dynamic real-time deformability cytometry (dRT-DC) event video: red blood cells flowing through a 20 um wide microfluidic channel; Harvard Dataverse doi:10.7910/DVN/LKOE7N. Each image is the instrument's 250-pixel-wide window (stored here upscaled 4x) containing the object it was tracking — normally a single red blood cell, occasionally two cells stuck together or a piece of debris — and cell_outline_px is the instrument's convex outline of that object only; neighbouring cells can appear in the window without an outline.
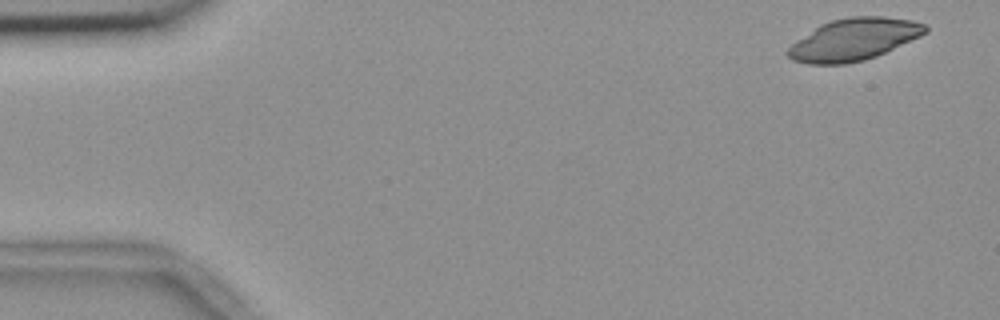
{"species": "common noctule bat (a hibernating species)", "species_latin": "Nyctalus noctula", "temperature_condition": "room temperature", "stored_images_in_passage": 54, "camera_frame_rate_fps": 3000, "um_per_image_px": 0.085, "animal": {"sex": "female", "body_mass_g": 18.4}, "frame": {"image": 1, "passage_image": 2, "time_ms": 0.333, "image_size_px": [1000, 320], "cell_outline_px": [[928, 32], [920, 36], [876, 56], [864, 60], [844, 64], [808, 64], [792, 60], [788, 56], [788, 48], [796, 40], [820, 24], [832, 20], [848, 16], [884, 16], [912, 20], [924, 24], [928, 28]], "centroid_in_image_um": [72.57, 3.34], "position_along_channel_um": 12.4, "area_um2": 33.52}}